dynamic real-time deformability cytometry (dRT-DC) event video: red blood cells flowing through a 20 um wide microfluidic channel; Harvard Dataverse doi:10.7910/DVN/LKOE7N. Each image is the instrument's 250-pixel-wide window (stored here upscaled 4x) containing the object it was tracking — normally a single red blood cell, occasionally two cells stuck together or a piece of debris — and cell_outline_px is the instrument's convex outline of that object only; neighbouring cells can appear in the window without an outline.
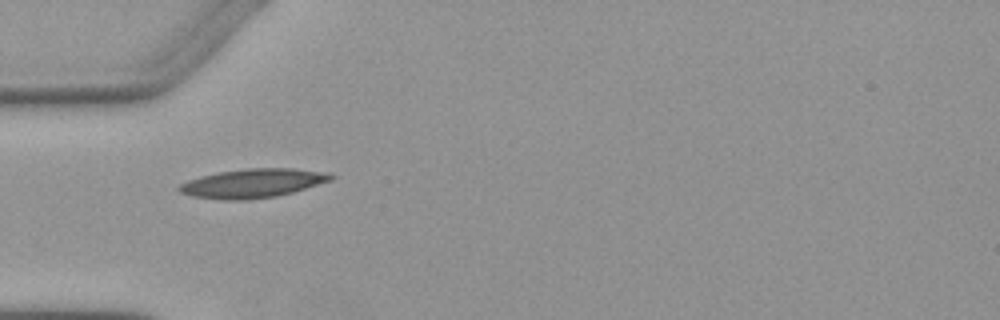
{"species": "Egyptian fruit bat (a non-hibernating species)", "species_latin": "Rousettus aegyptiacus", "temperature_condition": "warm", "stored_images_in_passage": 3, "camera_frame_rate_fps": 3000, "um_per_image_px": 0.085, "animal": {"sex": "female"}, "frame": {"image": 1, "passage_image": 1, "time_ms": 0.0, "image_size_px": [1000, 320], "cell_outline_px": [[336, 176], [332, 180], [292, 192], [276, 196], [248, 200], [220, 200], [192, 196], [180, 192], [176, 188], [180, 184], [188, 180], [200, 176], [220, 172], [248, 168], [292, 168], [332, 172]], "centroid_in_image_um": [21.51, 15.57], "position_along_channel_um": 63.5, "area_um2": 25.78}}
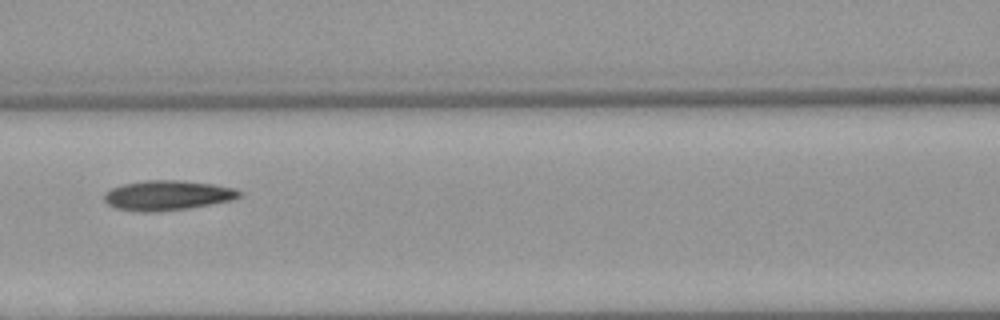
{"frame": {"image": 2, "passage_image": 3, "time_ms": 2.333, "image_size_px": [1000, 320], "cell_outline_px": [[240, 196], [232, 200], [188, 208], [156, 212], [140, 212], [116, 208], [108, 204], [104, 200], [104, 192], [112, 188], [124, 184], [148, 180], [180, 180], [212, 184], [236, 188], [240, 192]], "centroid_in_image_um": [14.21, 16.61], "position_along_channel_um": 152.4, "area_um2": 23.41}}